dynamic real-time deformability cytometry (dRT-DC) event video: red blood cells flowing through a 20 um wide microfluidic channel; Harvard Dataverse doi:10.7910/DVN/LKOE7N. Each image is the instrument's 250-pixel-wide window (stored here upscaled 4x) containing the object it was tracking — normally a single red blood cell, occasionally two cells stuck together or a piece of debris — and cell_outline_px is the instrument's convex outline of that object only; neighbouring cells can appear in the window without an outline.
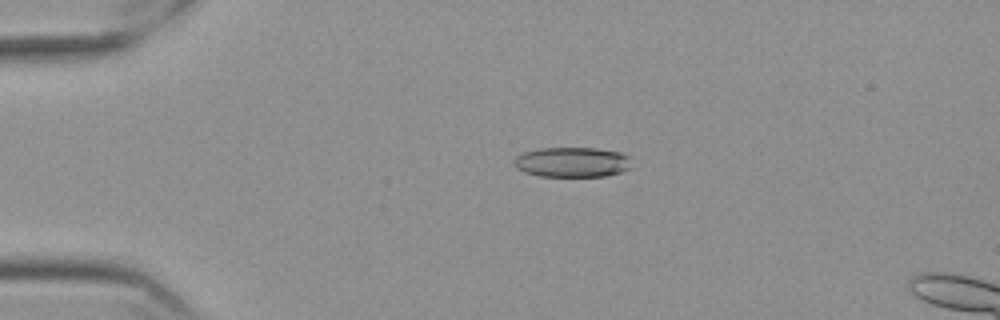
{"species": "Egyptian fruit bat (a non-hibernating species)", "species_latin": "Rousettus aegyptiacus", "temperature_condition": "cold", "stored_images_in_passage": 46, "camera_frame_rate_fps": 3000, "um_per_image_px": 0.085, "frame": {"image": 1, "passage_image": 1, "time_ms": 0.0, "image_size_px": [1000, 320], "cell_outline_px": [[632, 168], [620, 172], [604, 176], [540, 176], [524, 172], [516, 168], [512, 164], [516, 156], [524, 152], [540, 148], [596, 148], [620, 152], [628, 156]], "centroid_in_image_um": [48.62, 13.78], "position_along_channel_um": 36.4, "area_um2": 20.63}}
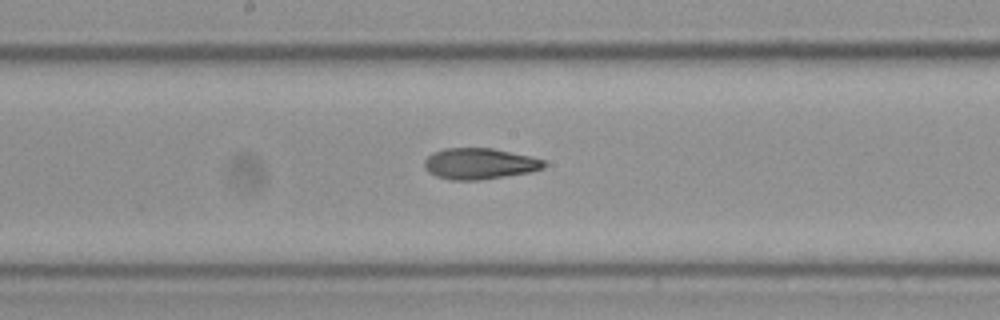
{"frame": {"image": 2, "passage_image": 19, "time_ms": 6.0, "image_size_px": [1000, 320], "cell_outline_px": [[548, 164], [544, 168], [532, 172], [480, 180], [452, 180], [436, 176], [428, 172], [424, 168], [424, 160], [432, 152], [444, 148], [492, 148], [532, 156], [544, 160]], "centroid_in_image_um": [40.78, 13.91], "position_along_channel_um": 207.4, "area_um2": 21.96}}
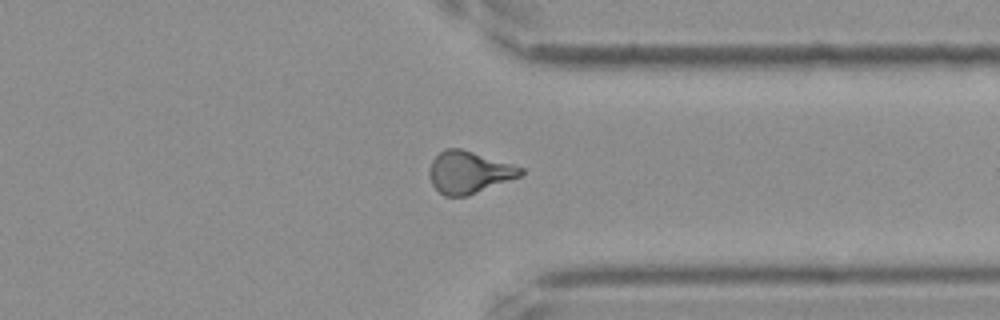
{"frame": {"image": 3, "passage_image": 33, "time_ms": 10.667, "image_size_px": [1000, 320], "cell_outline_px": [[524, 172], [520, 176], [468, 196], [444, 196], [432, 184], [428, 172], [432, 160], [444, 148], [460, 148], [524, 168]], "centroid_in_image_um": [39.84, 14.65], "position_along_channel_um": 371.6, "area_um2": 22.2}, "authors_computed_cell_mechanics": {"area_um2": 21.675, "velocity_mm_per_s": 3.5437, "shape_relaxation_time_tau1_ms": 9.9463, "shape_relaxation_time_tau2_ms": 3.214, "deformation_change_tau1": 0.2408, "deformation_change_tau2": 0.0944}}